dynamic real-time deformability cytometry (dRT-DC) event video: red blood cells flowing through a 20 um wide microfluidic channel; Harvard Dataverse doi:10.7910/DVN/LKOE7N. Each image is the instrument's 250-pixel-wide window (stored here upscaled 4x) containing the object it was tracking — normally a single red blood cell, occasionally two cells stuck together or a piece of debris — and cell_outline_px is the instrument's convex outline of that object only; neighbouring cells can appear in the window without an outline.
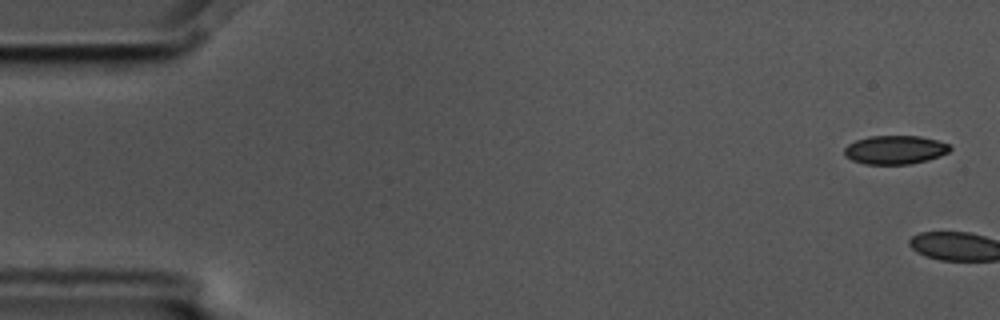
{"species": "common noctule bat (a hibernating species)", "species_latin": "Nyctalus noctula", "temperature_condition": "cold", "stored_images_in_passage": 4, "camera_frame_rate_fps": 3000, "um_per_image_px": 0.085, "animal": {"sex": "male", "body_mass_g": 17.5, "forearm_length_mm": 52.3}, "frame": {"image": 1, "passage_image": 1, "time_ms": 0.0, "image_size_px": [1000, 320], "cell_outline_px": [[952, 148], [948, 152], [940, 156], [928, 160], [908, 164], [864, 164], [852, 160], [844, 156], [844, 148], [848, 144], [856, 140], [868, 136], [920, 136], [936, 140], [948, 144]], "centroid_in_image_um": [76.06, 12.73], "position_along_channel_um": 8.9, "area_um2": 17.69}}